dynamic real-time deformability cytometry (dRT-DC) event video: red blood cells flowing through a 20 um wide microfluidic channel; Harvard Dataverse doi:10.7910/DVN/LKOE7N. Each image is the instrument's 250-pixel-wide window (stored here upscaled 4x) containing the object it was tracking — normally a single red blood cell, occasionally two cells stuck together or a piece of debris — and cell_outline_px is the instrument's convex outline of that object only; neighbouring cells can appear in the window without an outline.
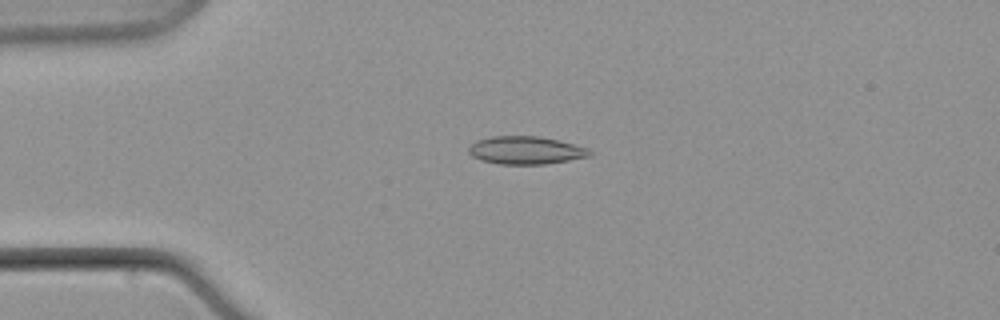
{"species": "common noctule bat (a hibernating species)", "species_latin": "Nyctalus noctula", "temperature_condition": "warm", "stored_images_in_passage": 3, "camera_frame_rate_fps": 3000, "um_per_image_px": 0.085, "animal": {"sex": "male", "body_mass_g": 21.5, "forearm_length_mm": 52.0}, "frame": {"image": 1, "passage_image": 2, "time_ms": 1.333, "image_size_px": [1000, 320], "cell_outline_px": [[592, 156], [544, 164], [500, 164], [480, 160], [472, 156], [468, 152], [468, 148], [476, 140], [492, 136], [540, 136], [588, 148], [592, 152]], "centroid_in_image_um": [44.67, 12.77], "position_along_channel_um": 40.3, "area_um2": 19.59}}